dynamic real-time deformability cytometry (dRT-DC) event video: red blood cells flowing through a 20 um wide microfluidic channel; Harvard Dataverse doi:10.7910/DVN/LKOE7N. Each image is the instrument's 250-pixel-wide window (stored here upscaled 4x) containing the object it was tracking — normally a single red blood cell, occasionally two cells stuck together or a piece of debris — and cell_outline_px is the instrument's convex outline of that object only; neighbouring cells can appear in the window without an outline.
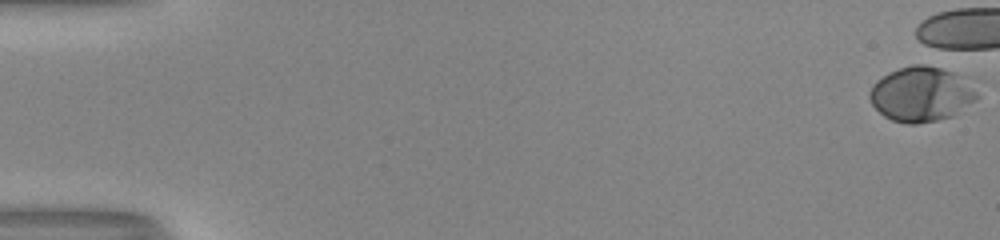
{"species": "human", "species_latin": "Homo sapiens", "temperature_condition": "room temperature", "stored_images_in_passage": 3, "camera_frame_rate_fps": 3000, "um_per_image_px": 0.085, "donor": {"sex": "male"}, "frame": {"image": 1, "passage_image": 1, "time_ms": 0.0, "image_size_px": [1000, 240], "cell_outline_px": [[976, 100], [952, 116], [936, 120], [916, 124], [908, 124], [892, 120], [884, 116], [872, 104], [868, 96], [868, 92], [872, 84], [876, 80], [888, 72], [912, 64], [924, 64], [940, 68], [964, 76], [976, 92]], "centroid_in_image_um": [78.27, 7.99], "position_along_channel_um": 6.7, "area_um2": 34.28}}